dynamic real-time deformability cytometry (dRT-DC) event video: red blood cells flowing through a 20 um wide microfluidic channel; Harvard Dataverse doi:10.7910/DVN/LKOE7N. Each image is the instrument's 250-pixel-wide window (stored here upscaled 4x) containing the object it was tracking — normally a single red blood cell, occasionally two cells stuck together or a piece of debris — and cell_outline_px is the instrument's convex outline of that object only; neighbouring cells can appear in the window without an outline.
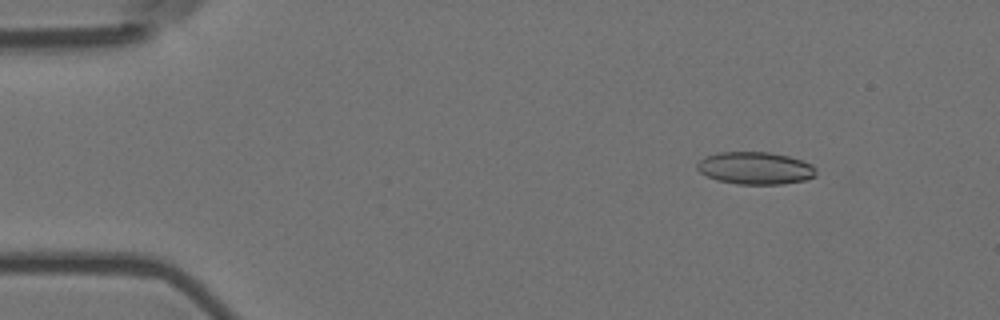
{"species": "Egyptian fruit bat (a non-hibernating species)", "species_latin": "Rousettus aegyptiacus", "temperature_condition": "room temperature", "stored_images_in_passage": 7, "camera_frame_rate_fps": 3000, "um_per_image_px": 0.085, "animal": {"sex": "female"}, "frame": {"image": 1, "passage_image": 1, "time_ms": 0.0, "image_size_px": [1000, 320], "cell_outline_px": [[816, 176], [804, 180], [784, 184], [736, 184], [716, 180], [700, 172], [696, 168], [696, 164], [704, 156], [716, 152], [768, 152], [788, 156], [812, 164], [816, 168]], "centroid_in_image_um": [64.18, 14.29], "position_along_channel_um": 20.8, "area_um2": 22.6}}
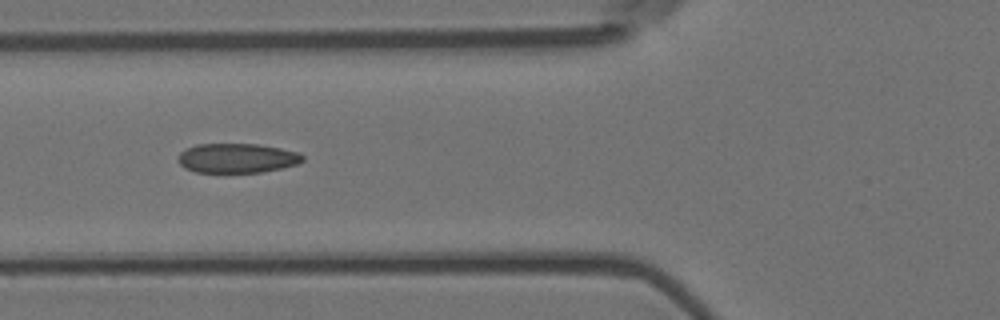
{"frame": {"image": 2, "passage_image": 5, "time_ms": 1.333, "image_size_px": [1000, 320], "cell_outline_px": [[304, 160], [296, 164], [280, 168], [260, 172], [196, 172], [184, 168], [176, 160], [180, 152], [196, 144], [260, 144], [300, 152], [304, 156]], "centroid_in_image_um": [20.14, 13.43], "position_along_channel_um": 105.7, "area_um2": 21.44}}
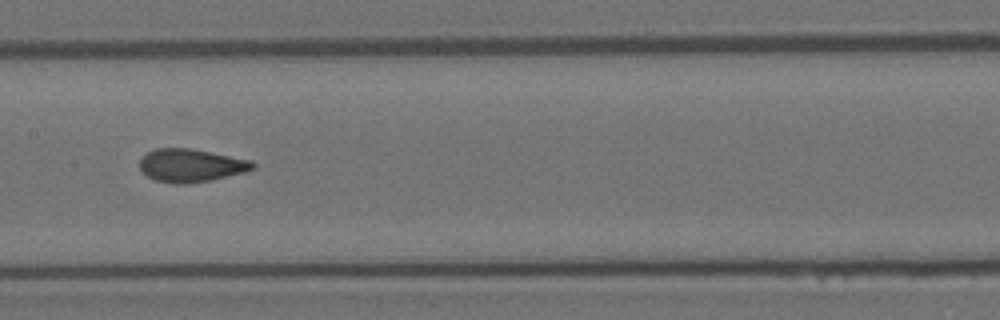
{"frame": {"image": 3, "passage_image": 7, "time_ms": 2.0, "image_size_px": [1000, 320], "cell_outline_px": [[256, 168], [244, 172], [208, 180], [184, 184], [176, 184], [156, 180], [148, 176], [140, 168], [140, 160], [148, 152], [156, 148], [192, 148], [252, 160], [256, 164]], "centroid_in_image_um": [16.26, 14.04], "position_along_channel_um": 191.1, "area_um2": 21.62}}